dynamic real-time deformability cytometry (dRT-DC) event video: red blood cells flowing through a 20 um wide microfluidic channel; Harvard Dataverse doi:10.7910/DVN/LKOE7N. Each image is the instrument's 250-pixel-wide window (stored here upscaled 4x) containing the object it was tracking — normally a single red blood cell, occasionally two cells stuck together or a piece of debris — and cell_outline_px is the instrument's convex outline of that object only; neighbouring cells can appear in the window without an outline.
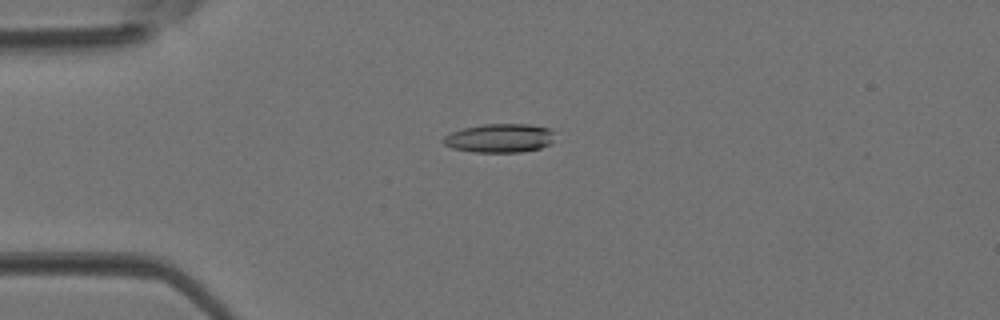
{"species": "Egyptian fruit bat (a non-hibernating species)", "species_latin": "Rousettus aegyptiacus", "temperature_condition": "room temperature", "stored_images_in_passage": 28, "camera_frame_rate_fps": 3000, "um_per_image_px": 0.085, "animal": {"sex": "female"}, "frame": {"image": 1, "passage_image": 2, "time_ms": 0.333, "image_size_px": [1000, 320], "cell_outline_px": [[556, 132], [552, 144], [540, 148], [520, 152], [472, 152], [452, 148], [444, 144], [440, 140], [444, 136], [452, 132], [464, 128], [484, 124], [528, 124], [548, 128]], "centroid_in_image_um": [42.49, 11.74], "position_along_channel_um": 42.5, "area_um2": 18.9}}
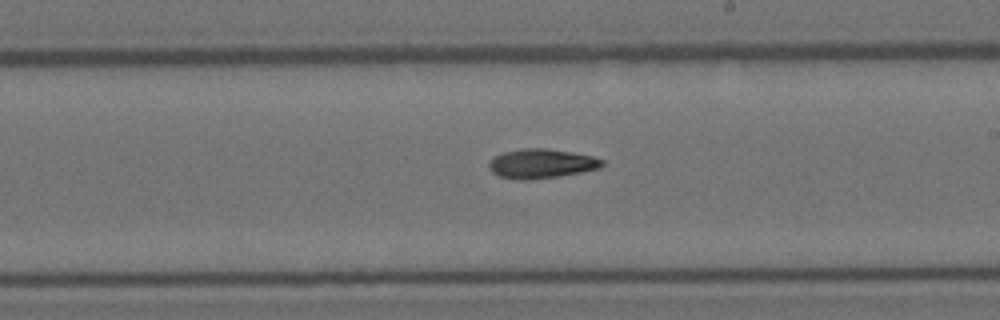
{"frame": {"image": 2, "passage_image": 16, "time_ms": 5.0, "image_size_px": [1000, 320], "cell_outline_px": [[604, 164], [600, 168], [560, 176], [532, 180], [512, 180], [500, 176], [492, 172], [488, 168], [488, 164], [496, 156], [504, 152], [524, 148], [544, 148], [572, 152], [592, 156], [604, 160]], "centroid_in_image_um": [46.02, 13.92], "position_along_channel_um": 243.0, "area_um2": 19.42}}
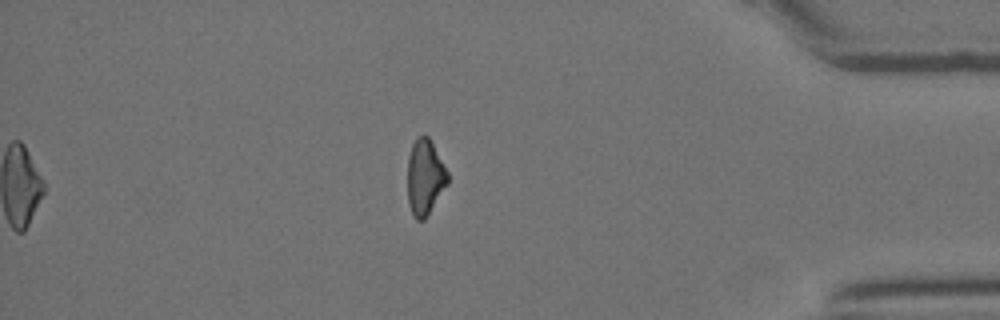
{"frame": {"image": 3, "passage_image": 28, "time_ms": 9.0, "image_size_px": [1000, 320], "cell_outline_px": [[448, 184], [424, 220], [416, 220], [408, 204], [408, 156], [412, 144], [420, 136], [428, 136], [448, 172]], "centroid_in_image_um": [36.12, 15.08], "position_along_channel_um": 399.1, "area_um2": 17.46}}